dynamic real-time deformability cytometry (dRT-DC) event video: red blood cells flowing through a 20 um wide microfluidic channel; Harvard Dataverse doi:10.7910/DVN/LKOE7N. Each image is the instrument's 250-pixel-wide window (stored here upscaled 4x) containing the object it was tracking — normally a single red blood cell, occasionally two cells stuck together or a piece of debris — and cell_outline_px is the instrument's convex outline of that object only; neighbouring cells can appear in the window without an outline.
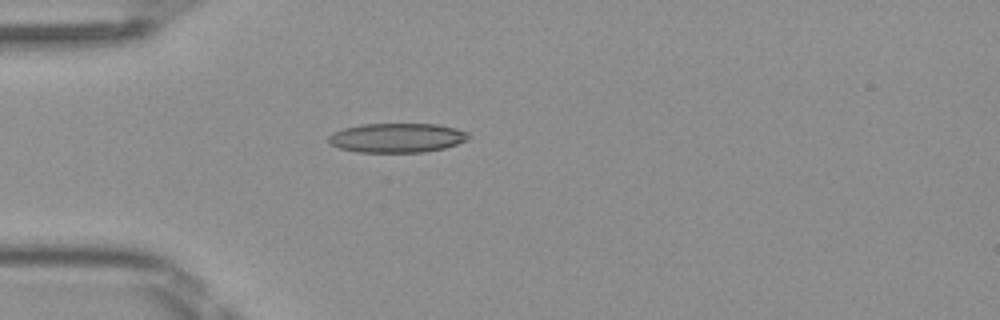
{"species": "Egyptian fruit bat (a non-hibernating species)", "species_latin": "Rousettus aegyptiacus", "temperature_condition": "room temperature", "stored_images_in_passage": 36, "camera_frame_rate_fps": 3000, "um_per_image_px": 0.085, "frame": {"image": 1, "passage_image": 1, "time_ms": 0.0, "image_size_px": [1000, 320], "cell_outline_px": [[472, 136], [456, 144], [444, 148], [424, 152], [356, 152], [340, 148], [332, 144], [328, 140], [328, 136], [332, 132], [344, 128], [360, 124], [436, 124], [456, 128], [468, 132]], "centroid_in_image_um": [33.74, 11.71], "position_along_channel_um": 51.3, "area_um2": 23.93}}
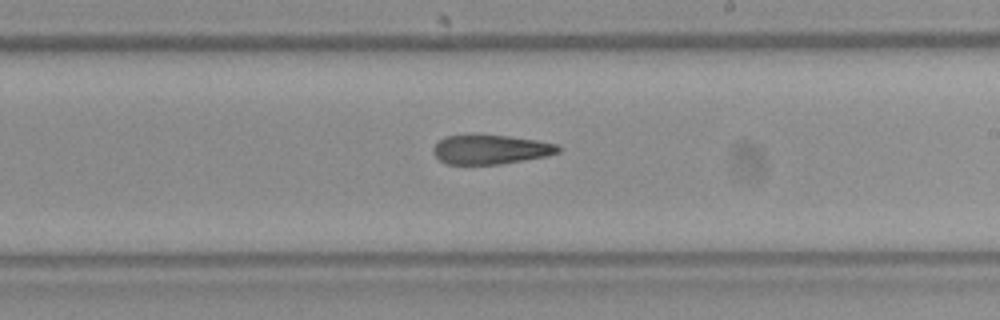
{"frame": {"image": 2, "passage_image": 16, "time_ms": 5.0, "image_size_px": [1000, 320], "cell_outline_px": [[560, 152], [548, 156], [500, 164], [448, 164], [440, 160], [432, 152], [432, 148], [444, 136], [508, 136], [536, 140], [556, 144], [560, 148]], "centroid_in_image_um": [41.72, 12.72], "position_along_channel_um": 247.3, "area_um2": 20.98}}
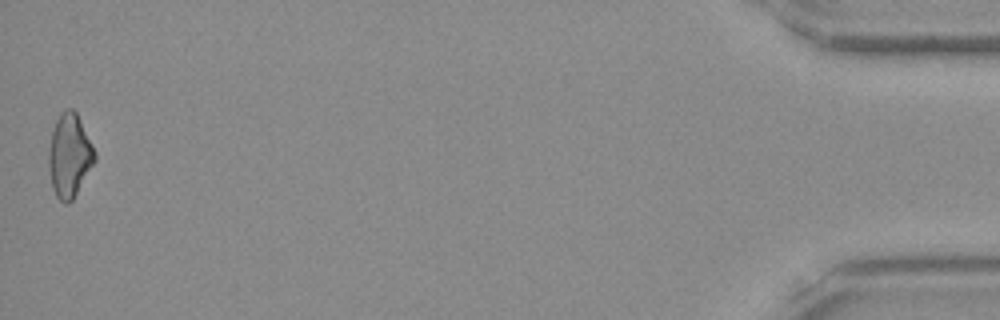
{"frame": {"image": 3, "passage_image": 36, "time_ms": 11.667, "image_size_px": [1000, 320], "cell_outline_px": [[96, 160], [72, 200], [68, 204], [64, 204], [56, 196], [52, 188], [48, 164], [48, 152], [52, 132], [56, 120], [60, 112], [64, 108], [72, 108], [76, 112], [96, 152]], "centroid_in_image_um": [5.89, 13.21], "position_along_channel_um": 429.3, "area_um2": 22.37}, "authors_computed_cell_mechanics": {"area_um2": 22.2241, "velocity_mm_per_s": 4.1259, "shape_relaxation_time_tau1_ms": null, "shape_relaxation_time_tau2_ms": 10.8028, "deformation_change_tau1": null, "deformation_change_tau2": 0.2751}}